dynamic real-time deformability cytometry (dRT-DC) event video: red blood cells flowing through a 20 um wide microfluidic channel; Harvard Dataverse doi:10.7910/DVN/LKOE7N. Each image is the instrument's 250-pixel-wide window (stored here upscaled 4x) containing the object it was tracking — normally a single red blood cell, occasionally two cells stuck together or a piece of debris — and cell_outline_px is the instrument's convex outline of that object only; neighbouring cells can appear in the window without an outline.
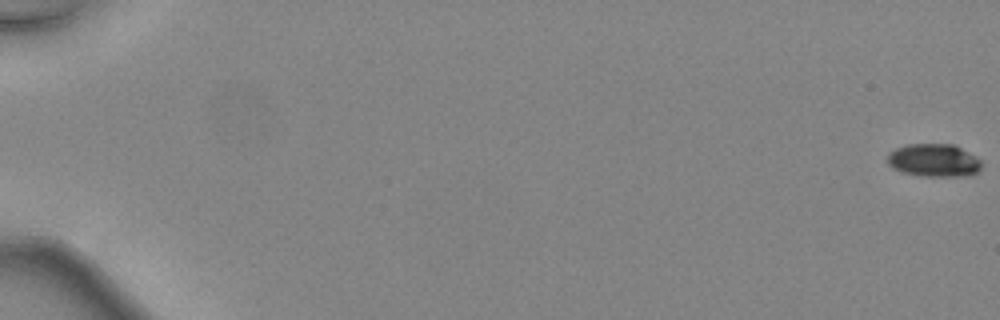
{"species": "common noctule bat (a hibernating species)", "species_latin": "Nyctalus noctula", "temperature_condition": "warm", "stored_images_in_passage": 6, "camera_frame_rate_fps": 3000, "um_per_image_px": 0.085, "animal": {"sex": "female", "body_mass_g": 24.6, "forearm_length_mm": 56.2}, "frame": {"image": 1, "passage_image": 1, "time_ms": 0.0, "image_size_px": [1000, 320], "cell_outline_px": [[980, 168], [972, 176], [920, 176], [904, 172], [892, 168], [888, 164], [888, 152], [896, 148], [908, 144], [952, 144], [976, 156], [980, 160]], "centroid_in_image_um": [79.37, 13.63], "position_along_channel_um": 5.6, "area_um2": 18.03}}